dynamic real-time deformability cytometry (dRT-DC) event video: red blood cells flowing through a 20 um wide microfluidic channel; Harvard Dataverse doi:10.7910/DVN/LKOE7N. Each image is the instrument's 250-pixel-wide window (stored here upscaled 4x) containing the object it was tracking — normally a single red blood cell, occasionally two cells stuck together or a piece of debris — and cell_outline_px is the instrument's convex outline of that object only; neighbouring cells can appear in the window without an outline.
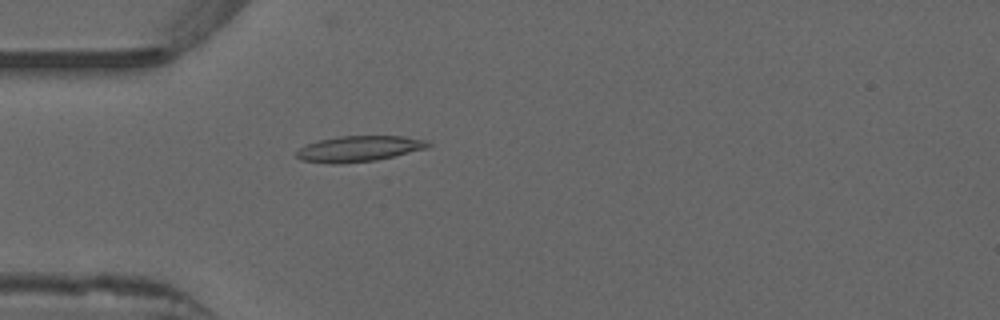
{"species": "common noctule bat (a hibernating species)", "species_latin": "Nyctalus noctula", "temperature_condition": "warm", "stored_images_in_passage": 52, "camera_frame_rate_fps": 3000, "um_per_image_px": 0.085, "animal": {"sex": "male", "forearm_length_mm": 52.5}, "frame": {"image": 1, "passage_image": 15, "time_ms": 4.667, "image_size_px": [1000, 320], "cell_outline_px": [[432, 144], [428, 148], [376, 160], [336, 164], [332, 164], [300, 160], [296, 156], [296, 152], [300, 148], [308, 144], [320, 140], [340, 136], [404, 136], [428, 140]], "centroid_in_image_um": [30.54, 12.64], "position_along_channel_um": 54.5, "area_um2": 19.71}}
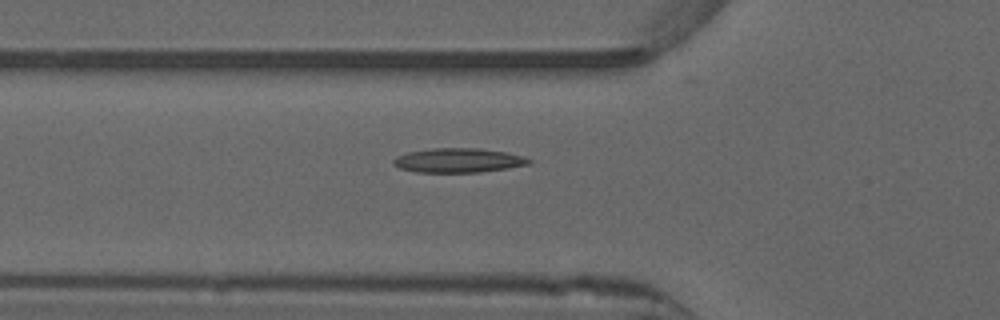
{"frame": {"image": 2, "passage_image": 18, "time_ms": 5.667, "image_size_px": [1000, 320], "cell_outline_px": [[532, 164], [508, 168], [480, 172], [416, 172], [400, 168], [392, 164], [392, 160], [396, 156], [408, 152], [432, 148], [480, 148], [504, 152], [524, 156], [532, 160]], "centroid_in_image_um": [38.96, 13.63], "position_along_channel_um": 86.8, "area_um2": 19.31}}
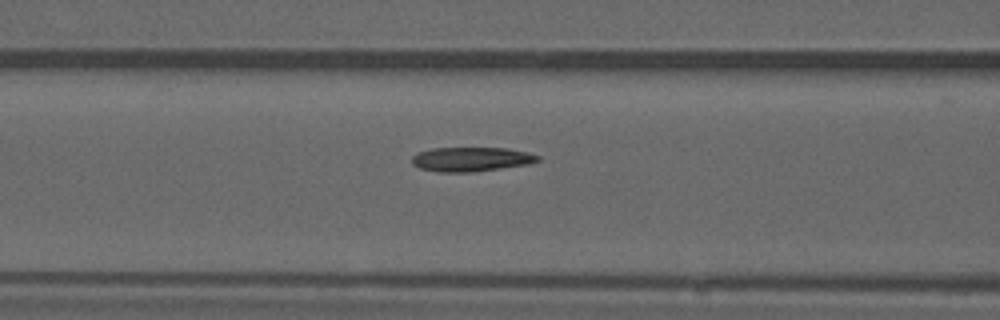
{"frame": {"image": 3, "passage_image": 21, "time_ms": 6.667, "image_size_px": [1000, 320], "cell_outline_px": [[540, 160], [528, 164], [472, 172], [440, 172], [420, 168], [412, 164], [412, 156], [416, 152], [432, 148], [508, 148], [528, 152], [540, 156]], "centroid_in_image_um": [40.03, 13.53], "position_along_channel_um": 126.6, "area_um2": 17.86}}